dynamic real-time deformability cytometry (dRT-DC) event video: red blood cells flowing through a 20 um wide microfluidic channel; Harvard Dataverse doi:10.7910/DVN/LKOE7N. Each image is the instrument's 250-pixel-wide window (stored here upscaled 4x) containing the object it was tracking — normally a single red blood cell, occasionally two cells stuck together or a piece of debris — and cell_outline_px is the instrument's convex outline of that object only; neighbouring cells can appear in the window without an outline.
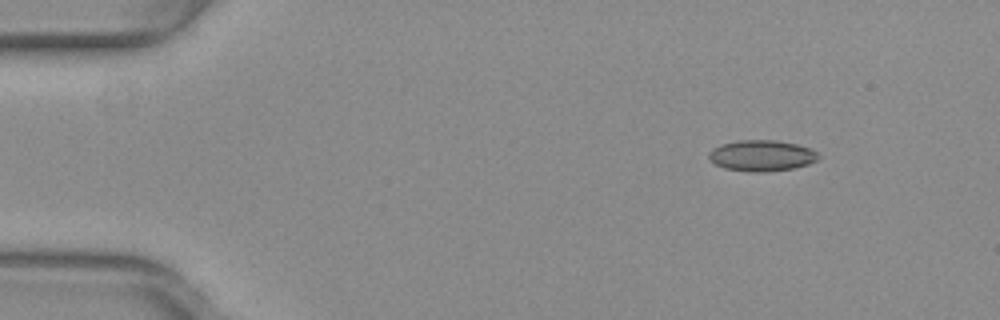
{"species": "common noctule bat (a hibernating species)", "species_latin": "Nyctalus noctula", "temperature_condition": "warm", "stored_images_in_passage": 46, "camera_frame_rate_fps": 3000, "um_per_image_px": 0.085, "animal": {"sex": "female", "body_mass_g": 29.2, "forearm_length_mm": 56.3}, "frame": {"image": 1, "passage_image": 1, "time_ms": 0.0, "image_size_px": [1000, 320], "cell_outline_px": [[820, 156], [816, 160], [808, 164], [792, 168], [768, 172], [748, 172], [724, 168], [716, 164], [708, 156], [708, 152], [712, 148], [720, 144], [740, 140], [776, 140], [796, 144], [808, 148], [816, 152]], "centroid_in_image_um": [64.71, 13.23], "position_along_channel_um": 20.3, "area_um2": 19.77}}
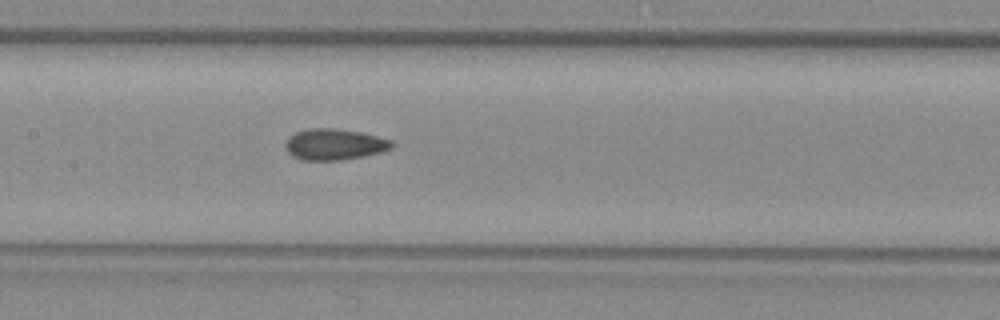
{"frame": {"image": 2, "passage_image": 20, "time_ms": 6.333, "image_size_px": [1000, 320], "cell_outline_px": [[396, 144], [392, 148], [380, 152], [364, 156], [336, 160], [300, 160], [292, 156], [288, 152], [284, 144], [288, 136], [296, 132], [308, 128], [336, 128], [360, 132], [392, 140]], "centroid_in_image_um": [28.4, 12.26], "position_along_channel_um": 179.0, "area_um2": 19.42}}
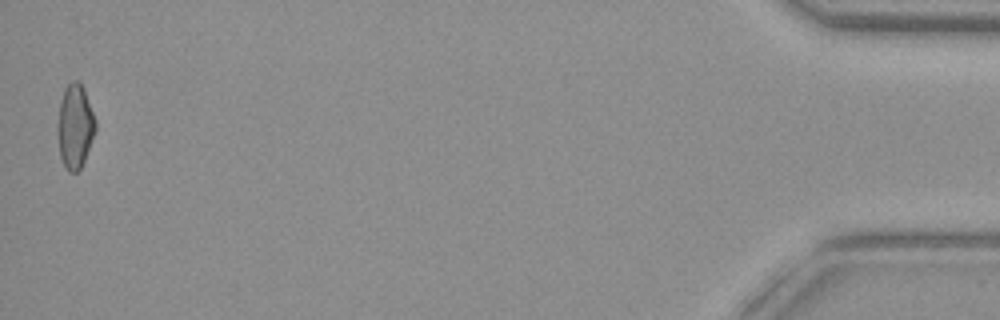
{"frame": {"image": 3, "passage_image": 46, "time_ms": 15.0, "image_size_px": [1000, 320], "cell_outline_px": [[96, 128], [84, 160], [80, 168], [76, 172], [68, 172], [60, 156], [56, 132], [56, 124], [60, 104], [64, 88], [72, 80], [76, 80], [84, 88], [96, 120]], "centroid_in_image_um": [6.35, 10.72], "position_along_channel_um": 428.8, "area_um2": 18.61}, "authors_computed_cell_mechanics": {"area_um2": 18.9006, "velocity_mm_per_s": 4.0109, "shape_relaxation_time_tau1_ms": null, "shape_relaxation_time_tau2_ms": 2.2489, "deformation_change_tau1": null, "deformation_change_tau2": 0.0741}}